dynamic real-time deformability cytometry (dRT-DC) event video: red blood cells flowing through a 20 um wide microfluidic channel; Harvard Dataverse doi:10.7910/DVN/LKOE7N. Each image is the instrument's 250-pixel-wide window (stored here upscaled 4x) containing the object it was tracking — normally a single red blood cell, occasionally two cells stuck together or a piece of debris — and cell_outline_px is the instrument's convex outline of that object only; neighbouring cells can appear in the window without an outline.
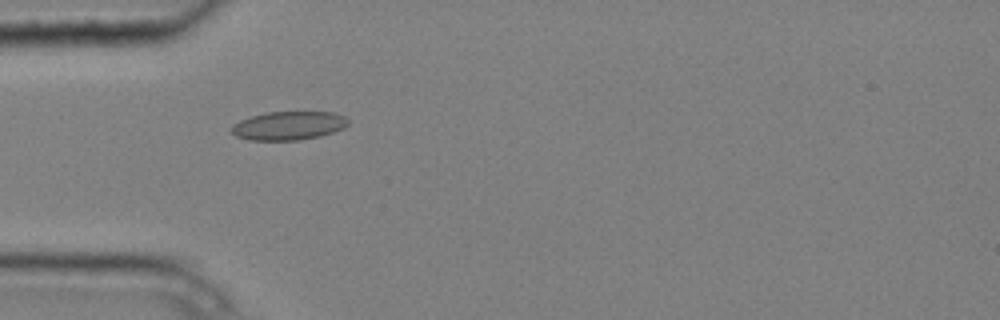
{"species": "common noctule bat (a hibernating species)", "species_latin": "Nyctalus noctula", "temperature_condition": "cold", "stored_images_in_passage": 5, "camera_frame_rate_fps": 3000, "um_per_image_px": 0.085, "animal": {"sex": "male", "body_mass_g": 20.4}, "frame": {"image": 1, "passage_image": 5, "time_ms": 1.333, "image_size_px": [1000, 320], "cell_outline_px": [[348, 124], [344, 128], [320, 136], [300, 140], [248, 140], [236, 136], [228, 128], [232, 124], [240, 120], [252, 116], [268, 112], [332, 112], [344, 116], [348, 120]], "centroid_in_image_um": [24.5, 10.68], "position_along_channel_um": 60.5, "area_um2": 19.48}}